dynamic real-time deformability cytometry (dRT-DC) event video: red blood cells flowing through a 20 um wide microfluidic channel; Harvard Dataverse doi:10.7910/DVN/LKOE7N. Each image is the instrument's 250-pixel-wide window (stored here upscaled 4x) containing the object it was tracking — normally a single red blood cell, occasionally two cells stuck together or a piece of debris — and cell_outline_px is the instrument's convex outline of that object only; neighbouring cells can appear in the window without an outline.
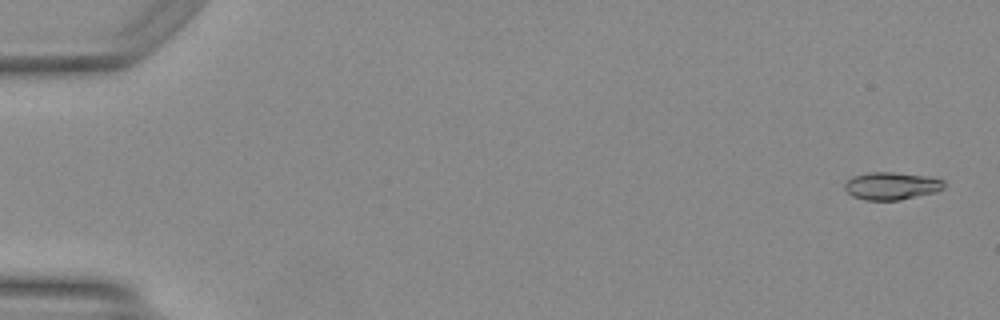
{"species": "Egyptian fruit bat (a non-hibernating species)", "species_latin": "Rousettus aegyptiacus", "temperature_condition": "warm", "stored_images_in_passage": 49, "camera_frame_rate_fps": 3000, "um_per_image_px": 0.085, "animal": {"sex": "female"}, "frame": {"image": 1, "passage_image": 1, "time_ms": 0.0, "image_size_px": [1000, 320], "cell_outline_px": [[944, 188], [936, 192], [900, 200], [864, 200], [852, 196], [844, 188], [844, 184], [852, 176], [868, 172], [892, 172], [928, 176], [944, 180]], "centroid_in_image_um": [75.77, 15.8], "position_along_channel_um": 9.2, "area_um2": 16.07}}
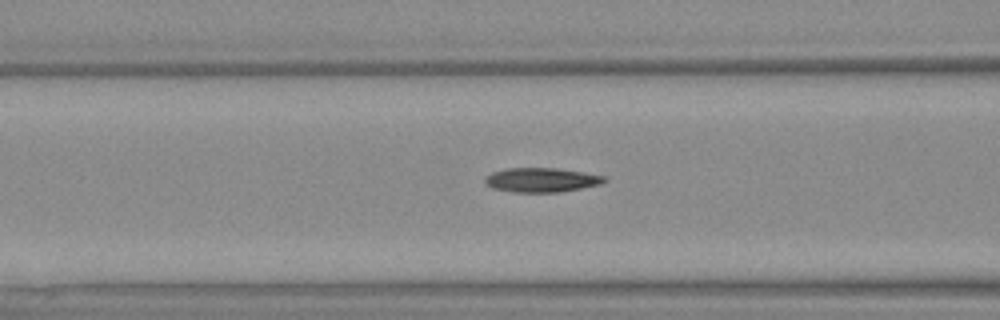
{"frame": {"image": 2, "passage_image": 20, "time_ms": 6.333, "image_size_px": [1000, 320], "cell_outline_px": [[608, 180], [600, 184], [560, 192], [516, 192], [492, 188], [484, 184], [484, 176], [492, 172], [504, 168], [556, 168], [584, 172], [604, 176]], "centroid_in_image_um": [45.97, 15.29], "position_along_channel_um": 120.6, "area_um2": 16.99}}
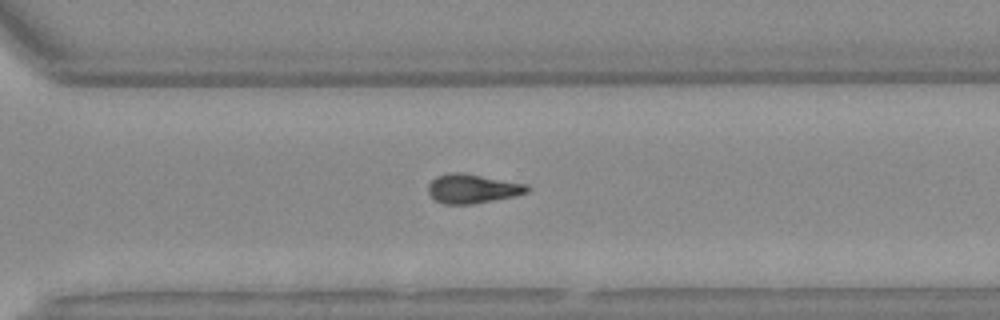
{"frame": {"image": 3, "passage_image": 35, "time_ms": 11.333, "image_size_px": [1000, 320], "cell_outline_px": [[528, 192], [512, 196], [472, 204], [444, 204], [436, 200], [428, 192], [428, 184], [436, 176], [452, 172], [464, 172], [528, 184]], "centroid_in_image_um": [40.14, 16.02], "position_along_channel_um": 330.5, "area_um2": 16.76}, "authors_computed_cell_mechanics": {"area_um2": 16.2996, "velocity_mm_per_s": 4.21, "shape_relaxation_time_tau1_ms": 3.3337, "shape_relaxation_time_tau2_ms": 6.5324, "deformation_change_tau1": 0.1822, "deformation_change_tau2": 0.1865}}